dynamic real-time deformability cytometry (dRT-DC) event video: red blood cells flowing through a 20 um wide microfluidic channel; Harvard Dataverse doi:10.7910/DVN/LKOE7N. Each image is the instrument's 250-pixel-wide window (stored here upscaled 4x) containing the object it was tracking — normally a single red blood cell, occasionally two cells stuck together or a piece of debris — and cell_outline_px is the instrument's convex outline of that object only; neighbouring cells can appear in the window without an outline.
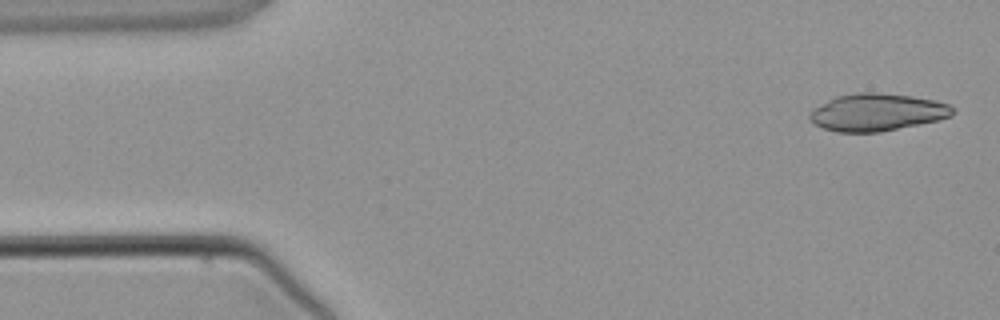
{"species": "common noctule bat (a hibernating species)", "species_latin": "Nyctalus noctula", "temperature_condition": "warm", "stored_images_in_passage": 4, "segment_of_instrument_passage": [1, 2], "camera_frame_rate_fps": 3000, "um_per_image_px": 0.085, "animal": {"sex": "male", "body_mass_g": 21.5, "forearm_length_mm": 52.0}, "frame": {"image": 1, "passage_image": 1, "time_ms": 0.0, "image_size_px": [1000, 320], "cell_outline_px": [[956, 112], [952, 116], [940, 120], [880, 132], [836, 132], [824, 128], [816, 124], [808, 116], [812, 108], [836, 96], [856, 92], [876, 92], [912, 96], [936, 100], [948, 104], [956, 108]], "centroid_in_image_um": [74.59, 9.53], "position_along_channel_um": 10.4, "area_um2": 31.39}}